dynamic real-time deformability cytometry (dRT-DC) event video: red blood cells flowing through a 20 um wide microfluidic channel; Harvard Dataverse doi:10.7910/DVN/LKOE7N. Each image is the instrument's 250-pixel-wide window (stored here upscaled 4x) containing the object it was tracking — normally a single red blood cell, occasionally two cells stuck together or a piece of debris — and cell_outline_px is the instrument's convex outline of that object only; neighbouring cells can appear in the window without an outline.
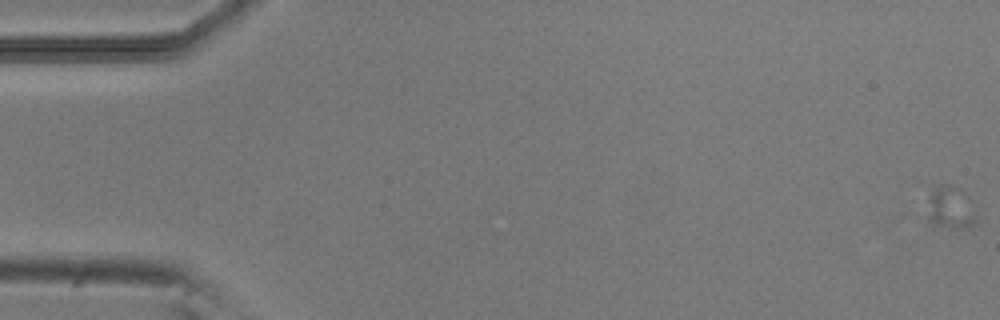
{"species": "common noctule bat (a hibernating species)", "species_latin": "Nyctalus noctula", "temperature_condition": "room temperature", "stored_images_in_passage": 5, "camera_frame_rate_fps": 3000, "um_per_image_px": 0.085, "animal": {"sex": "male", "body_mass_g": 20.5, "forearm_length_mm": 52.5}, "frame": {"image": 1, "passage_image": 1, "time_ms": 0.0, "image_size_px": [1000, 320], "cell_outline_px": [[980, 220], [976, 224], [968, 228], [952, 228], [932, 224], [928, 220], [928, 200], [932, 184], [948, 184], [960, 188], [976, 204]], "centroid_in_image_um": [80.87, 17.64], "position_along_channel_um": 4.1, "area_um2": 13.18}}